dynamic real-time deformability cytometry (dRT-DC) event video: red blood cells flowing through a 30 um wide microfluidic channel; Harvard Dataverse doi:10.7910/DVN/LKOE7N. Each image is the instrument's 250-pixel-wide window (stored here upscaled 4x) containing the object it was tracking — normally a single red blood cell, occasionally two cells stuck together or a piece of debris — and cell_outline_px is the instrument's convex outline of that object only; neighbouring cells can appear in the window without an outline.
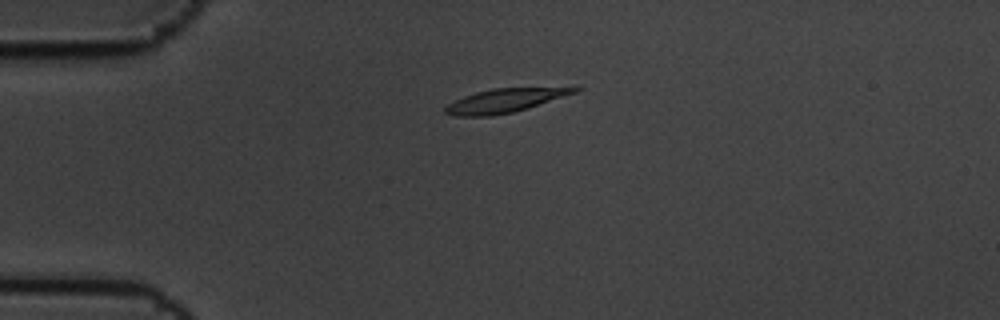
{"species": "common noctule bat (a hibernating species)", "species_latin": "Nyctalus noctula", "temperature_condition": "cold", "stored_images_in_passage": 2, "camera_frame_rate_fps": 3000, "um_per_image_px": 0.085, "animal": {"sex": "male", "body_mass_g": 19.5, "forearm_length_mm": 54.6}, "frame": {"image": 1, "passage_image": 1, "time_ms": 0.0, "image_size_px": [1000, 320], "cell_outline_px": [[584, 88], [576, 92], [528, 108], [512, 112], [492, 116], [456, 116], [444, 112], [444, 108], [448, 104], [464, 96], [476, 92], [492, 88]], "centroid_in_image_um": [42.84, 8.56], "position_along_channel_um": 42.2, "area_um2": 17.46}}